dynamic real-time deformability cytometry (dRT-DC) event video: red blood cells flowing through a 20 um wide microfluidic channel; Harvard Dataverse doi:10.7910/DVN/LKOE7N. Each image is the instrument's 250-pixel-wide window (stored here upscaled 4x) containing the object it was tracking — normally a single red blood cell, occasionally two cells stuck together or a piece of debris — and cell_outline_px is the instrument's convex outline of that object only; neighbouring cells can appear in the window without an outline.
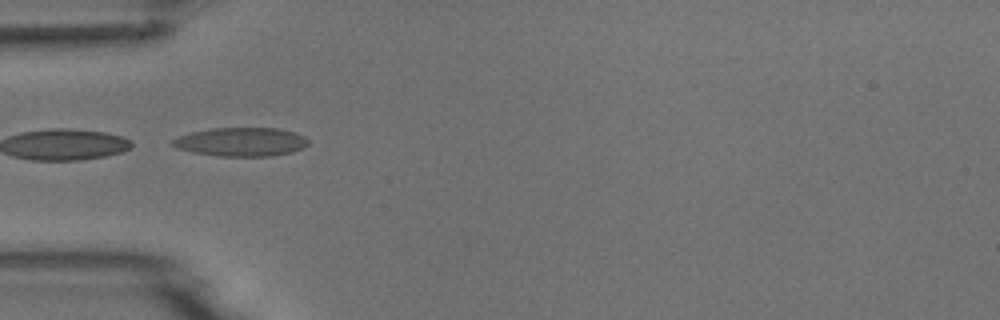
{"species": "common noctule bat (a hibernating species)", "species_latin": "Nyctalus noctula", "temperature_condition": "room temperature", "stored_images_in_passage": 6, "camera_frame_rate_fps": 3000, "um_per_image_px": 0.085, "animal": {"sex": "male", "body_mass_g": 18.8}, "frame": {"image": 1, "passage_image": 4, "time_ms": 3.667, "image_size_px": [1000, 320], "cell_outline_px": [[308, 144], [304, 148], [292, 152], [272, 156], [220, 156], [196, 152], [176, 148], [172, 144], [172, 140], [180, 136], [192, 132], [212, 128], [280, 128], [296, 132], [304, 136], [308, 140]], "centroid_in_image_um": [20.56, 12.05], "position_along_channel_um": 64.4, "area_um2": 22.66}}